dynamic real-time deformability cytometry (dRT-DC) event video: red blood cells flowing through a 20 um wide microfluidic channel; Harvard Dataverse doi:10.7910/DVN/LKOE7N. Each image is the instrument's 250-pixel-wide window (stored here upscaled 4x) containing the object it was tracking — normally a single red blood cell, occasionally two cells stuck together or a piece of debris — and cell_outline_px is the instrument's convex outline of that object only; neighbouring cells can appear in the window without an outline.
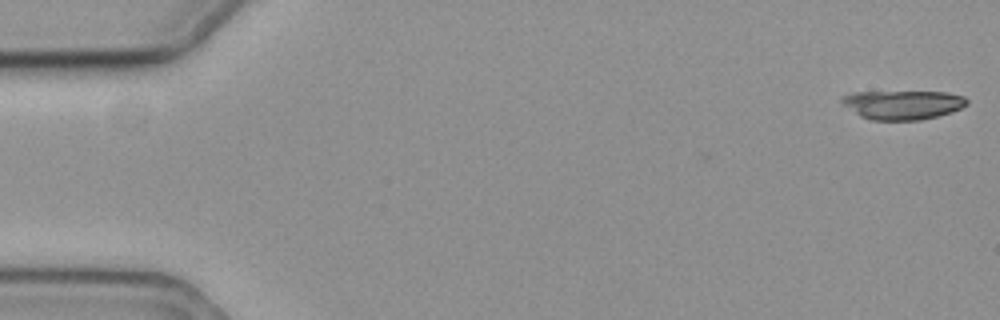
{"species": "common noctule bat (a hibernating species)", "species_latin": "Nyctalus noctula", "temperature_condition": "cold", "stored_images_in_passage": 34, "camera_frame_rate_fps": 3000, "um_per_image_px": 0.085, "animal": {"sex": "female", "body_mass_g": 19.3, "forearm_length_mm": 54.1}, "frame": {"image": 1, "passage_image": 1, "time_ms": 0.0, "image_size_px": [1000, 320], "cell_outline_px": [[968, 104], [952, 112], [920, 120], [872, 120], [860, 116], [844, 104], [840, 100], [840, 96], [852, 92], [944, 92], [964, 96], [968, 100]], "centroid_in_image_um": [76.73, 8.9], "position_along_channel_um": 8.3, "area_um2": 21.1}}